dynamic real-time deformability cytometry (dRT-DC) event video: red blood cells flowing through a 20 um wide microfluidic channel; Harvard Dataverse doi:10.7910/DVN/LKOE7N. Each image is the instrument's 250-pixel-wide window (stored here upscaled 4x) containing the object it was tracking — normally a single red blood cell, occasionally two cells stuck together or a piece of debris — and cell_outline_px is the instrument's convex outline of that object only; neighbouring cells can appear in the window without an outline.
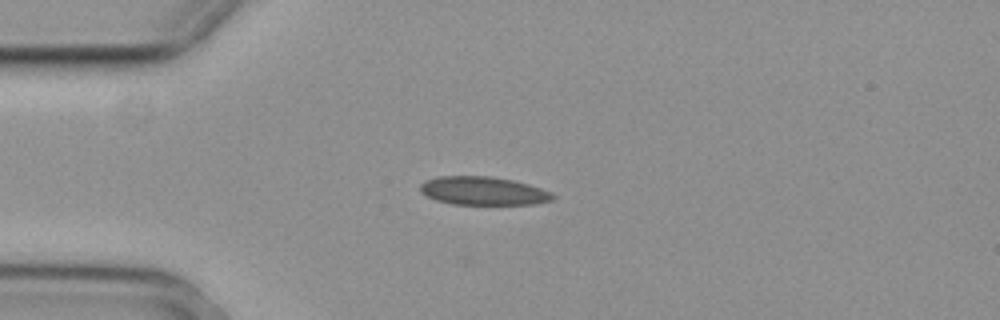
{"species": "common noctule bat (a hibernating species)", "species_latin": "Nyctalus noctula", "temperature_condition": "cold", "stored_images_in_passage": 33, "camera_frame_rate_fps": 3000, "um_per_image_px": 0.085, "animal": {"sex": "female", "body_mass_g": 29.2, "forearm_length_mm": 56.3}, "frame": {"image": 1, "passage_image": 1, "time_ms": 0.0, "image_size_px": [1000, 320], "cell_outline_px": [[556, 196], [552, 200], [536, 204], [452, 204], [436, 200], [420, 192], [420, 184], [424, 180], [440, 176], [488, 176], [512, 180], [528, 184], [552, 192]], "centroid_in_image_um": [41.07, 16.22], "position_along_channel_um": 43.9, "area_um2": 21.91}}
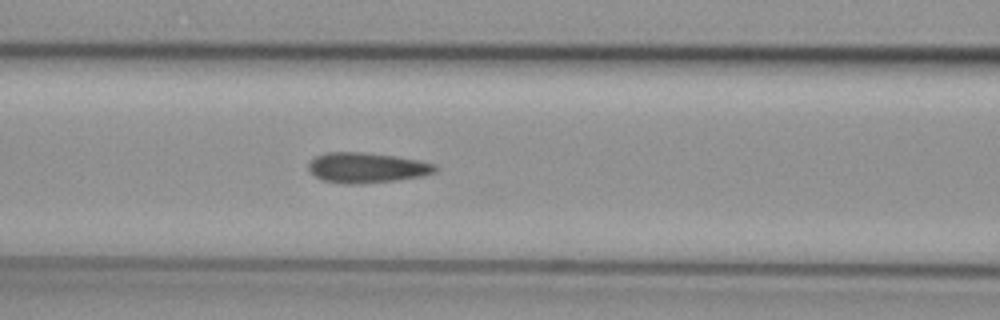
{"frame": {"image": 2, "passage_image": 10, "time_ms": 3.0, "image_size_px": [1000, 320], "cell_outline_px": [[440, 168], [436, 172], [424, 176], [400, 180], [364, 184], [344, 184], [320, 180], [308, 168], [308, 160], [324, 152], [364, 152], [396, 156], [420, 160], [436, 164]], "centroid_in_image_um": [31.21, 14.26], "position_along_channel_um": 135.4, "area_um2": 22.95}}
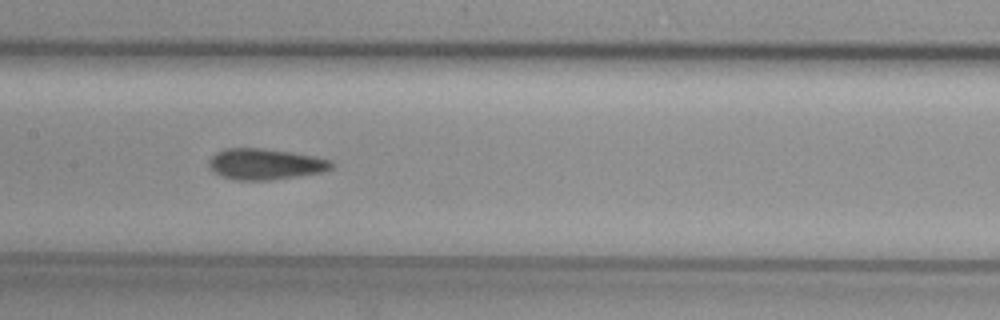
{"frame": {"image": 3, "passage_image": 14, "time_ms": 4.333, "image_size_px": [1000, 320], "cell_outline_px": [[336, 164], [332, 168], [324, 172], [268, 180], [236, 180], [220, 176], [212, 172], [208, 168], [208, 160], [216, 152], [224, 148], [260, 148], [292, 152], [332, 160]], "centroid_in_image_um": [22.52, 13.95], "position_along_channel_um": 184.9, "area_um2": 22.37}, "authors_computed_cell_mechanics": {"area_um2": 21.964, "velocity_mm_per_s": 3.6995, "shape_relaxation_time_tau1_ms": null, "shape_relaxation_time_tau2_ms": 3.1113, "deformation_change_tau1": null, "deformation_change_tau2": 0.0905}}